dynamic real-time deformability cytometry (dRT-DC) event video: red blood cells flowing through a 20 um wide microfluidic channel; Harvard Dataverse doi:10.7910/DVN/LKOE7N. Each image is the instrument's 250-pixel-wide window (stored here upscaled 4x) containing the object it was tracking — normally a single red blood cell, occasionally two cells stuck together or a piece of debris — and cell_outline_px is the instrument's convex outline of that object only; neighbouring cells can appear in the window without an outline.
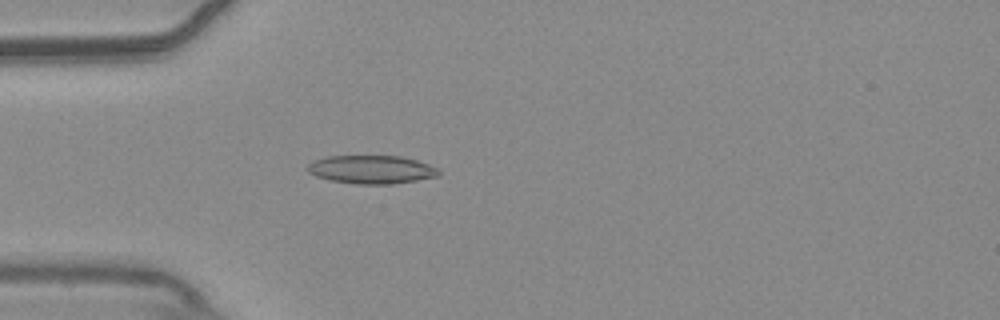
{"species": "common noctule bat (a hibernating species)", "species_latin": "Nyctalus noctula", "temperature_condition": "warm", "stored_images_in_passage": 53, "camera_frame_rate_fps": 3000, "um_per_image_px": 0.085, "animal": {"sex": "male", "body_mass_g": 20.4}, "frame": {"image": 1, "passage_image": 15, "time_ms": 4.667, "image_size_px": [1000, 320], "cell_outline_px": [[440, 176], [392, 184], [356, 184], [332, 180], [316, 176], [308, 172], [304, 168], [312, 160], [328, 156], [400, 156], [416, 160], [440, 168]], "centroid_in_image_um": [31.57, 14.4], "position_along_channel_um": 53.4, "area_um2": 21.79}}
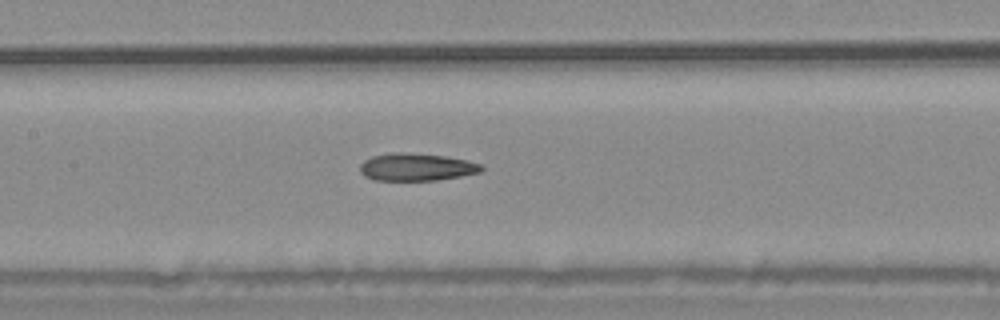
{"frame": {"image": 2, "passage_image": 25, "time_ms": 8.0, "image_size_px": [1000, 320], "cell_outline_px": [[484, 168], [480, 172], [460, 176], [436, 180], [372, 180], [364, 176], [360, 172], [360, 164], [364, 160], [372, 156], [392, 152], [400, 152], [444, 156], [468, 160], [484, 164]], "centroid_in_image_um": [35.39, 14.2], "position_along_channel_um": 172.0, "area_um2": 19.54}}
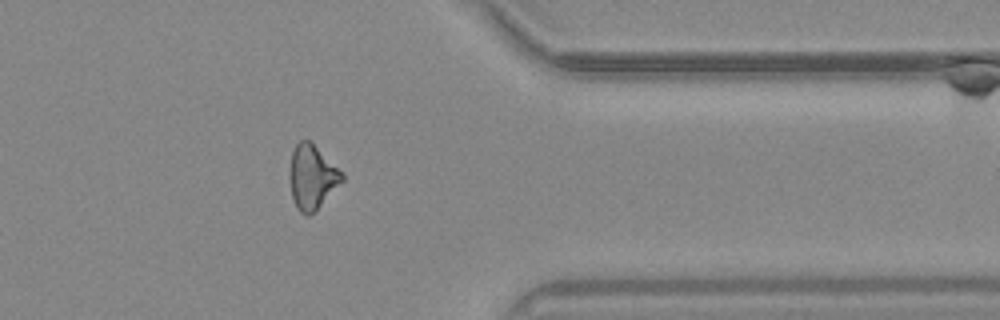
{"frame": {"image": 3, "passage_image": 43, "time_ms": 14.0, "image_size_px": [1000, 320], "cell_outline_px": [[344, 180], [308, 216], [304, 216], [296, 208], [292, 196], [288, 176], [288, 172], [292, 152], [296, 144], [300, 140], [312, 140], [344, 172]], "centroid_in_image_um": [26.52, 14.98], "position_along_channel_um": 384.9, "area_um2": 19.94}, "authors_computed_cell_mechanics": {"area_um2": 19.9988, "velocity_mm_per_s": 3.7633, "shape_relaxation_time_tau1_ms": 11.1588, "shape_relaxation_time_tau2_ms": 3.5145, "deformation_change_tau1": 0.2171, "deformation_change_tau2": 0.127}}